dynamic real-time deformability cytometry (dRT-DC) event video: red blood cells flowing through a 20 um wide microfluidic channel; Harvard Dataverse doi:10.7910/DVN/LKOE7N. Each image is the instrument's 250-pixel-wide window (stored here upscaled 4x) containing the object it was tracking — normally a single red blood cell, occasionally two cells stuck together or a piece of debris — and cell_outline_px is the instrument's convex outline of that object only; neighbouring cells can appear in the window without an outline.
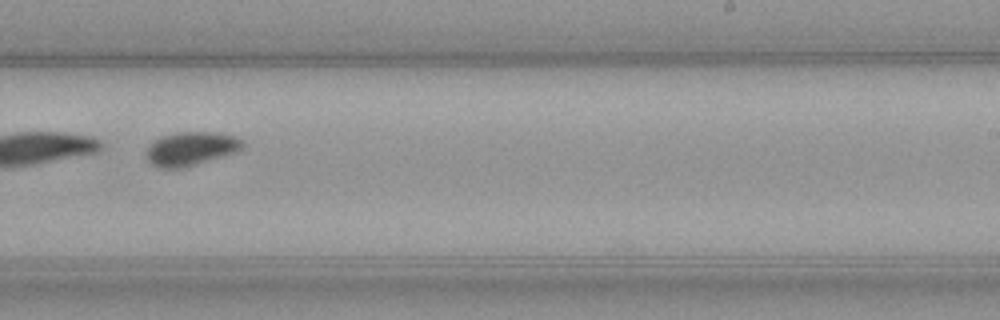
{"species": "common noctule bat (a hibernating species)", "species_latin": "Nyctalus noctula", "temperature_condition": "warm", "stored_images_in_passage": 50, "segment_of_instrument_passage": [2, 2], "camera_frame_rate_fps": 3000, "um_per_image_px": 0.085, "animal": {"sex": "female", "body_mass_g": 21.9}, "frame": {"image": 1, "passage_image": 32, "time_ms": 10.333, "image_size_px": [1000, 320], "cell_outline_px": [[244, 148], [236, 152], [224, 156], [184, 168], [160, 168], [152, 164], [148, 160], [148, 148], [160, 136], [176, 132], [220, 132], [236, 136], [244, 140]], "centroid_in_image_um": [16.31, 12.63], "position_along_channel_um": 272.7, "area_um2": 19.02}}